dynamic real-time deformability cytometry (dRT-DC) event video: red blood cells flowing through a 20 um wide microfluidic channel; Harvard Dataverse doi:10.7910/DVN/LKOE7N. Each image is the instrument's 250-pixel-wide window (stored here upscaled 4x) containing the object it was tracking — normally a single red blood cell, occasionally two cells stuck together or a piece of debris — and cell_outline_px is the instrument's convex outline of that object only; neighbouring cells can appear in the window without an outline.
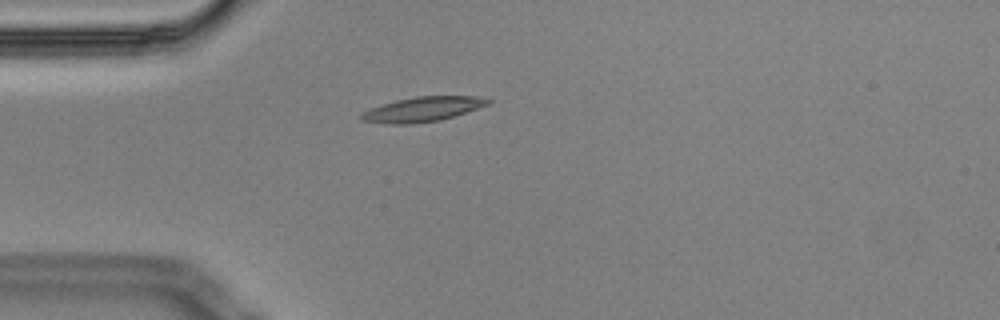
{"species": "Egyptian fruit bat (a non-hibernating species)", "species_latin": "Rousettus aegyptiacus", "temperature_condition": "cold", "stored_images_in_passage": 7, "camera_frame_rate_fps": 3000, "um_per_image_px": 0.085, "animal": {"sex": "male"}, "frame": {"image": 1, "passage_image": 4, "time_ms": 1.0, "image_size_px": [1000, 320], "cell_outline_px": [[492, 100], [488, 104], [440, 120], [412, 124], [384, 124], [360, 120], [356, 116], [360, 112], [396, 100], [416, 96], [476, 96]], "centroid_in_image_um": [35.82, 9.29], "position_along_channel_um": 49.2, "area_um2": 18.15}}
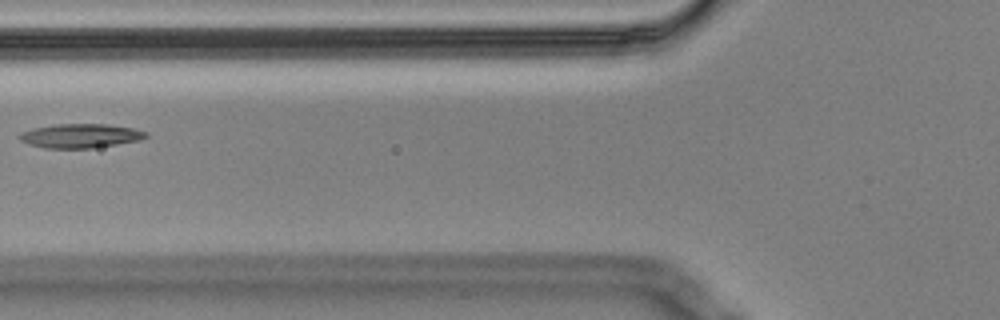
{"frame": {"image": 2, "passage_image": 6, "time_ms": 1.667, "image_size_px": [1000, 320], "cell_outline_px": [[148, 136], [140, 140], [92, 148], [44, 148], [28, 144], [20, 140], [20, 132], [32, 128], [56, 124], [108, 124], [132, 128], [148, 132]], "centroid_in_image_um": [6.83, 11.54], "position_along_channel_um": 119.0, "area_um2": 17.74}}
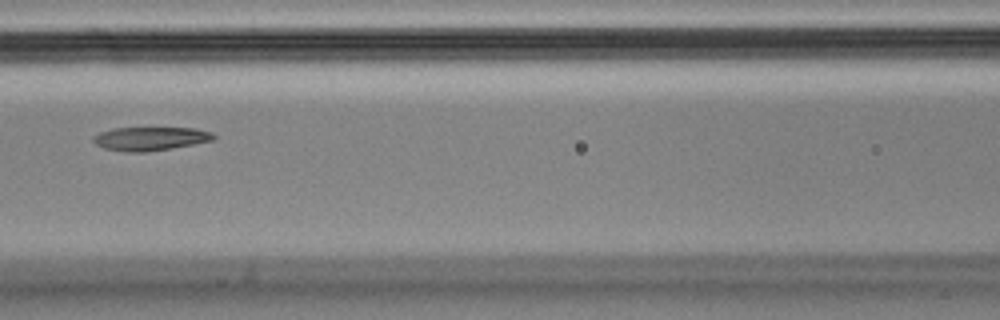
{"frame": {"image": 3, "passage_image": 7, "time_ms": 2.0, "image_size_px": [1000, 320], "cell_outline_px": [[216, 140], [172, 148], [144, 152], [128, 152], [104, 148], [96, 144], [92, 140], [92, 136], [100, 132], [112, 128], [196, 128], [212, 132], [216, 136]], "centroid_in_image_um": [12.8, 11.78], "position_along_channel_um": 153.8, "area_um2": 16.65}}